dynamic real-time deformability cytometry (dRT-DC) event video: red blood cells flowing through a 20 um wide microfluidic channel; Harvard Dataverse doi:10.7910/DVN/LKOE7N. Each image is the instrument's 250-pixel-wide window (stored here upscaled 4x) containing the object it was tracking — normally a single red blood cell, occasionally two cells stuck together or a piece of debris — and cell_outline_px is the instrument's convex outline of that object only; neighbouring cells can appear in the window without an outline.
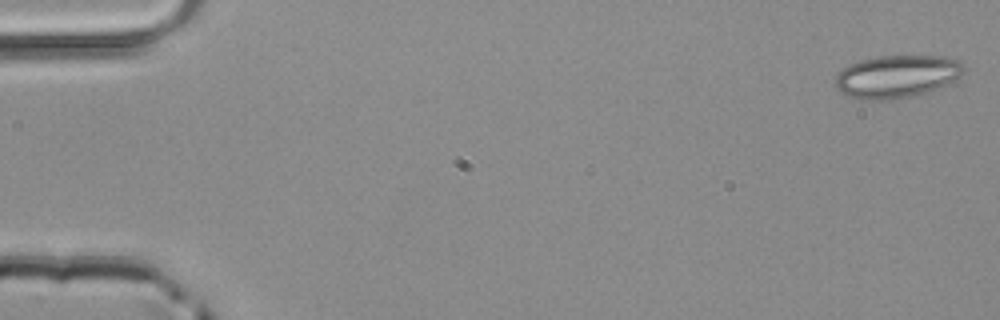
{"species": "common noctule bat (a hibernating species)", "species_latin": "Nyctalus noctula", "temperature_condition": "room temperature", "stored_images_in_passage": 49, "camera_frame_rate_fps": 3000, "um_per_image_px": 0.085, "animal": {"sex": "male", "body_mass_g": 20.4}, "frame": {"image": 1, "passage_image": 1, "time_ms": 0.0, "image_size_px": [1000, 320], "cell_outline_px": [[964, 72], [960, 76], [936, 88], [924, 92], [908, 96], [884, 100], [860, 100], [848, 96], [840, 92], [836, 88], [836, 76], [848, 64], [860, 60], [880, 56], [944, 56], [960, 60], [964, 68]], "centroid_in_image_um": [76.19, 6.49], "position_along_channel_um": 8.8, "area_um2": 31.62}}
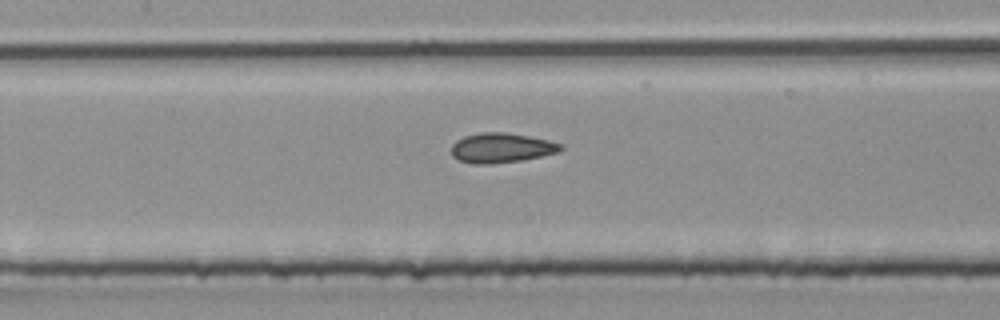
{"frame": {"image": 2, "passage_image": 23, "time_ms": 7.333, "image_size_px": [1000, 320], "cell_outline_px": [[564, 148], [560, 152], [520, 160], [492, 164], [472, 164], [460, 160], [452, 156], [452, 144], [456, 140], [464, 136], [480, 132], [504, 132], [528, 136], [548, 140], [560, 144]], "centroid_in_image_um": [42.59, 12.57], "position_along_channel_um": 164.8, "area_um2": 18.9}}
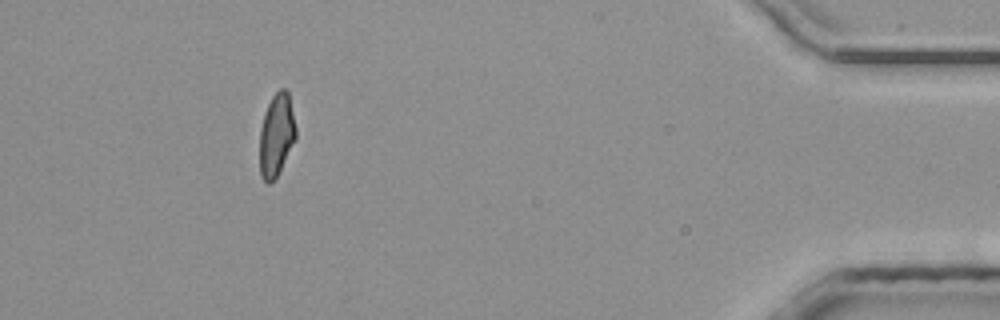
{"frame": {"image": 3, "passage_image": 45, "time_ms": 14.667, "image_size_px": [1000, 320], "cell_outline_px": [[296, 140], [276, 176], [268, 184], [260, 176], [260, 128], [264, 112], [272, 96], [280, 88], [284, 88], [288, 92], [296, 128]], "centroid_in_image_um": [23.49, 11.45], "position_along_channel_um": 411.7, "area_um2": 17.34}}